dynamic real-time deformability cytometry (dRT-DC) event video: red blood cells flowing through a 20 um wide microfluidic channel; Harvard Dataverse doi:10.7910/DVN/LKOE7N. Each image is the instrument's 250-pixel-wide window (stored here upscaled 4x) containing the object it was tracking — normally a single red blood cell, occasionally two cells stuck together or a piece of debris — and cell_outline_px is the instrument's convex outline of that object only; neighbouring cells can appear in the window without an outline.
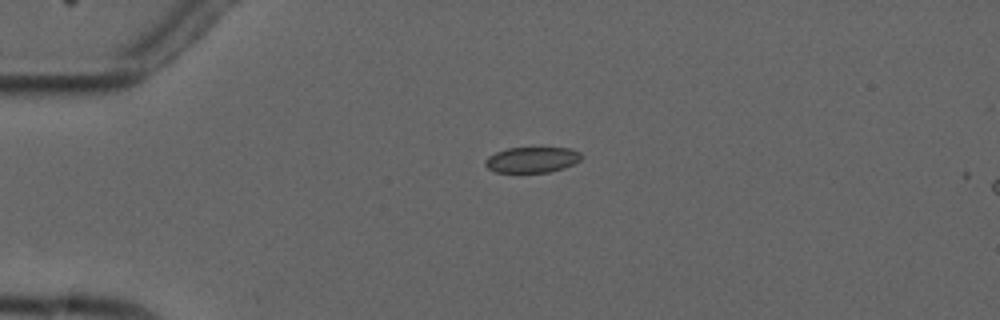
{"species": "common noctule bat (a hibernating species)", "species_latin": "Nyctalus noctula", "temperature_condition": "cold", "stored_images_in_passage": 2, "camera_frame_rate_fps": 3000, "um_per_image_px": 0.085, "animal": {"sex": "male", "forearm_length_mm": 52.5}, "frame": {"image": 1, "passage_image": 1, "time_ms": 0.0, "image_size_px": [1000, 320], "cell_outline_px": [[584, 156], [580, 160], [564, 168], [548, 172], [496, 172], [488, 168], [484, 164], [484, 160], [488, 156], [496, 152], [508, 148], [572, 148], [580, 152]], "centroid_in_image_um": [45.23, 13.57], "position_along_channel_um": 39.8, "area_um2": 14.39}}